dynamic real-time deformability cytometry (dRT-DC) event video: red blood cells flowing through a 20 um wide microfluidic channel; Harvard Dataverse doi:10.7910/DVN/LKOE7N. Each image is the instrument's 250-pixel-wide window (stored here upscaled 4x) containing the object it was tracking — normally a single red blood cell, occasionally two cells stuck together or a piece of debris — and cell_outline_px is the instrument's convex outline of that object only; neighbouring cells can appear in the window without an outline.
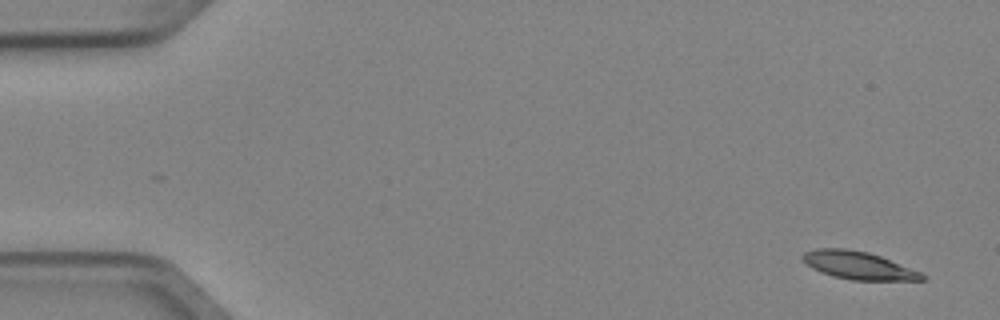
{"species": "Egyptian fruit bat (a non-hibernating species)", "species_latin": "Rousettus aegyptiacus", "temperature_condition": "cold", "stored_images_in_passage": 7, "camera_frame_rate_fps": 3000, "um_per_image_px": 0.085, "animal": {"sex": "female"}, "frame": {"image": 1, "passage_image": 1, "time_ms": 0.0, "image_size_px": [1000, 320], "cell_outline_px": [[924, 280], [852, 280], [820, 272], [812, 268], [800, 256], [804, 252], [816, 248], [844, 248], [868, 252], [880, 256], [920, 272], [924, 276]], "centroid_in_image_um": [72.92, 22.55], "position_along_channel_um": 12.1, "area_um2": 19.02}}
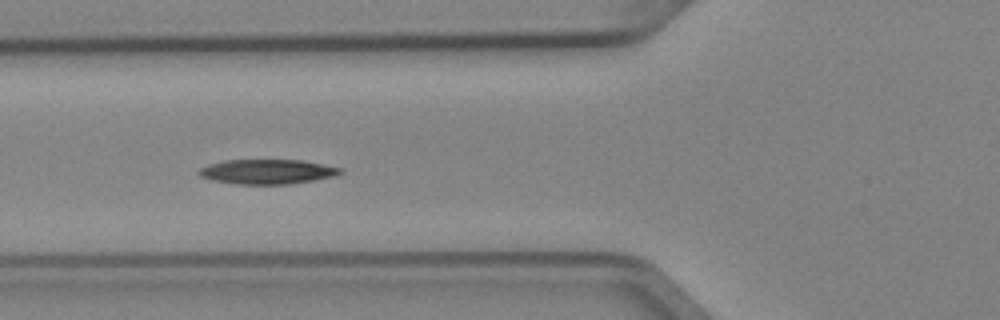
{"frame": {"image": 2, "passage_image": 6, "time_ms": 1.667, "image_size_px": [1000, 320], "cell_outline_px": [[344, 172], [336, 176], [288, 184], [236, 184], [212, 180], [200, 176], [196, 172], [200, 168], [208, 164], [224, 160], [304, 160], [344, 168]], "centroid_in_image_um": [22.74, 14.58], "position_along_channel_um": 103.1, "area_um2": 20.52}}
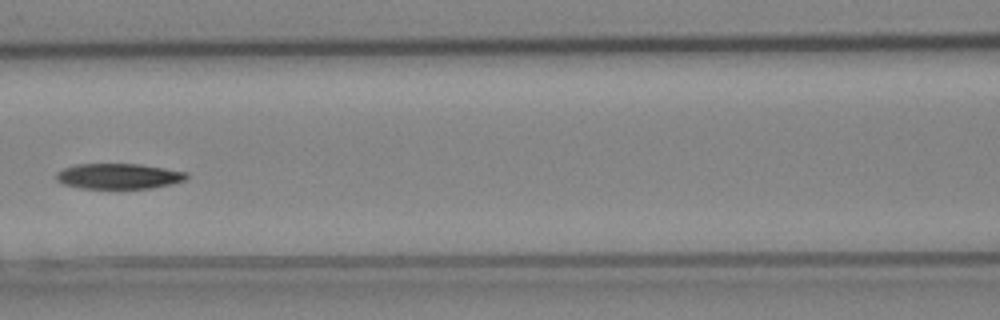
{"frame": {"image": 3, "passage_image": 7, "time_ms": 2.0, "image_size_px": [1000, 320], "cell_outline_px": [[188, 176], [184, 180], [172, 184], [152, 188], [80, 188], [64, 184], [56, 180], [56, 172], [64, 168], [76, 164], [140, 164], [188, 172]], "centroid_in_image_um": [10.08, 14.97], "position_along_channel_um": 156.5, "area_um2": 19.31}}